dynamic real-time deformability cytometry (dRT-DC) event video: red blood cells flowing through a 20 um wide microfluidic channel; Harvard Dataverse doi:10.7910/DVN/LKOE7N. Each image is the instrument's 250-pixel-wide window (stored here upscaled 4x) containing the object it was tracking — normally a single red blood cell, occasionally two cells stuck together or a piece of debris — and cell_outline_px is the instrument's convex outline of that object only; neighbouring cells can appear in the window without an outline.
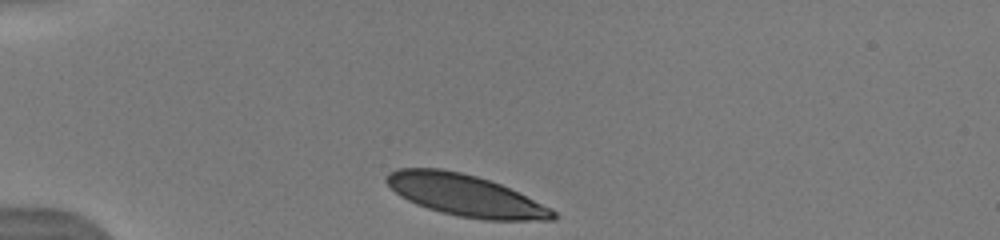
{"species": "human", "species_latin": "Homo sapiens", "temperature_condition": "warm", "stored_images_in_passage": 35, "camera_frame_rate_fps": 3000, "um_per_image_px": 0.085, "donor": {"sex": "male"}, "frame": {"image": 1, "passage_image": 1, "time_ms": 0.0, "image_size_px": [1000, 240], "cell_outline_px": [[556, 220], [484, 220], [460, 216], [428, 208], [416, 204], [400, 196], [384, 180], [384, 176], [388, 172], [396, 168], [440, 168], [460, 172], [476, 176], [500, 184], [556, 212]], "centroid_in_image_um": [39.48, 16.59], "position_along_channel_um": 45.5, "area_um2": 39.71}, "authors_computed_cell_mechanics": {"area_um2": 41.2114, "velocity_mm_per_s": 3.9269, "shape_relaxation_time_tau1_ms": 2.2978, "shape_relaxation_time_tau2_ms": null, "deformation_change_tau1": 0.1056, "deformation_change_tau2": null}}